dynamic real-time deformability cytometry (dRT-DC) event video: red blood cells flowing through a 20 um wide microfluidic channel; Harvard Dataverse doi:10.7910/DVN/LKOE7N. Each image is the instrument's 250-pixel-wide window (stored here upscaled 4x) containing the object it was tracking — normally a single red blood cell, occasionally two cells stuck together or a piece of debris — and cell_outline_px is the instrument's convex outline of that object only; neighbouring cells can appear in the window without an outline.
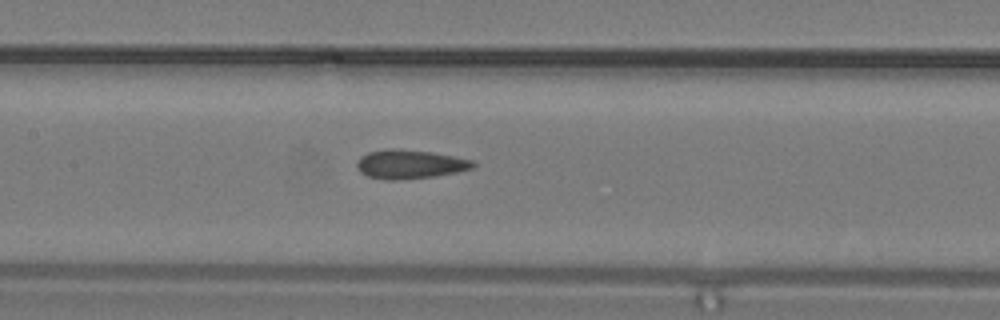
{"species": "common noctule bat (a hibernating species)", "species_latin": "Nyctalus noctula", "temperature_condition": "warm", "stored_images_in_passage": 17, "camera_frame_rate_fps": 3000, "um_per_image_px": 0.085, "animal": {"sex": "male", "body_mass_g": 19.2, "forearm_length_mm": 51.8}, "frame": {"image": 1, "passage_image": 12, "time_ms": 3.667, "image_size_px": [1000, 320], "cell_outline_px": [[476, 164], [472, 168], [456, 172], [436, 176], [396, 180], [384, 180], [368, 176], [360, 172], [356, 168], [356, 160], [360, 156], [368, 152], [392, 148], [396, 148], [432, 152], [472, 160]], "centroid_in_image_um": [34.78, 13.96], "position_along_channel_um": 172.6, "area_um2": 19.65}}
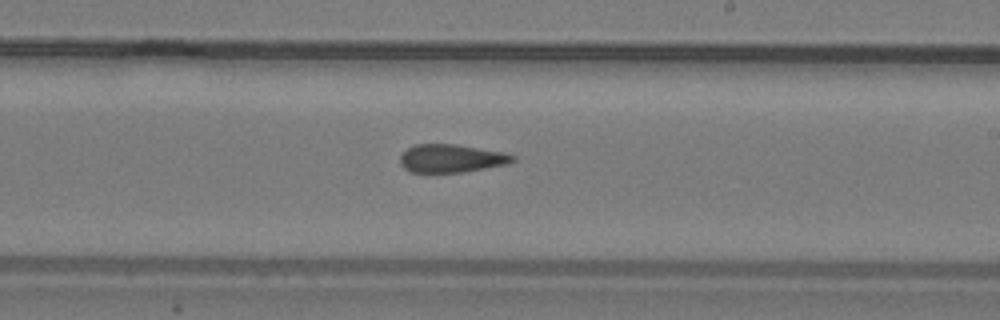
{"frame": {"image": 2, "passage_image": 15, "time_ms": 4.667, "image_size_px": [1000, 320], "cell_outline_px": [[516, 160], [508, 164], [464, 172], [408, 172], [400, 164], [400, 156], [408, 148], [416, 144], [456, 144], [504, 152], [516, 156]], "centroid_in_image_um": [38.38, 13.46], "position_along_channel_um": 250.6, "area_um2": 18.55}}
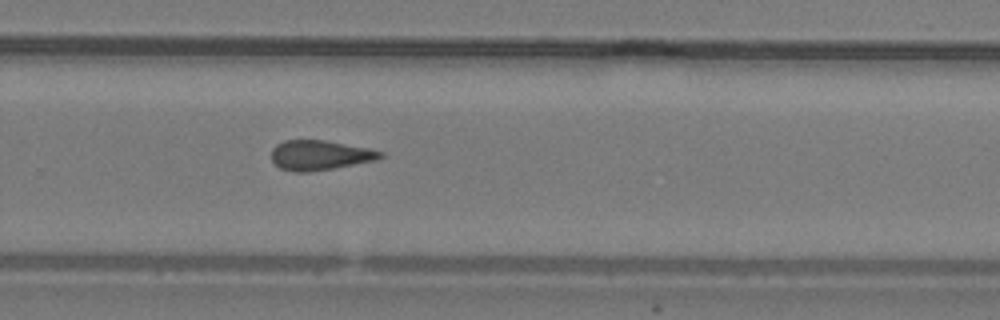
{"frame": {"image": 3, "passage_image": 17, "time_ms": 5.333, "image_size_px": [1000, 320], "cell_outline_px": [[384, 156], [376, 160], [332, 168], [308, 172], [292, 172], [280, 168], [272, 160], [272, 148], [276, 144], [284, 140], [324, 140], [368, 148], [384, 152]], "centroid_in_image_um": [27.17, 13.19], "position_along_channel_um": 302.6, "area_um2": 18.84}}